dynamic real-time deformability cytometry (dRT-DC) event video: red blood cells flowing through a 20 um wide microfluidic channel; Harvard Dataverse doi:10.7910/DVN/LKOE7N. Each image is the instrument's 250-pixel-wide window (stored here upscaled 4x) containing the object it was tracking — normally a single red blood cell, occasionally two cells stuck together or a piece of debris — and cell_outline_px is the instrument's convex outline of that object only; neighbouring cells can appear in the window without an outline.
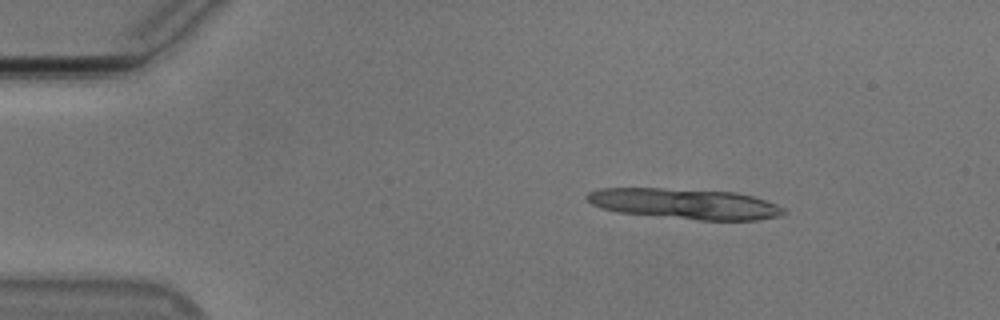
{"species": "Egyptian fruit bat (a non-hibernating species)", "species_latin": "Rousettus aegyptiacus", "temperature_condition": "cold", "stored_images_in_passage": 14, "camera_frame_rate_fps": 3000, "um_per_image_px": 0.085, "animal": {"sex": "male"}, "frame": {"image": 1, "passage_image": 7, "time_ms": 2.0, "image_size_px": [1000, 320], "cell_outline_px": [[788, 212], [780, 216], [756, 220], [700, 220], [620, 212], [600, 208], [592, 204], [584, 196], [588, 192], [600, 188], [664, 188], [736, 192], [752, 196], [776, 204], [784, 208]], "centroid_in_image_um": [58.22, 17.31], "position_along_channel_um": 26.8, "area_um2": 34.91}}